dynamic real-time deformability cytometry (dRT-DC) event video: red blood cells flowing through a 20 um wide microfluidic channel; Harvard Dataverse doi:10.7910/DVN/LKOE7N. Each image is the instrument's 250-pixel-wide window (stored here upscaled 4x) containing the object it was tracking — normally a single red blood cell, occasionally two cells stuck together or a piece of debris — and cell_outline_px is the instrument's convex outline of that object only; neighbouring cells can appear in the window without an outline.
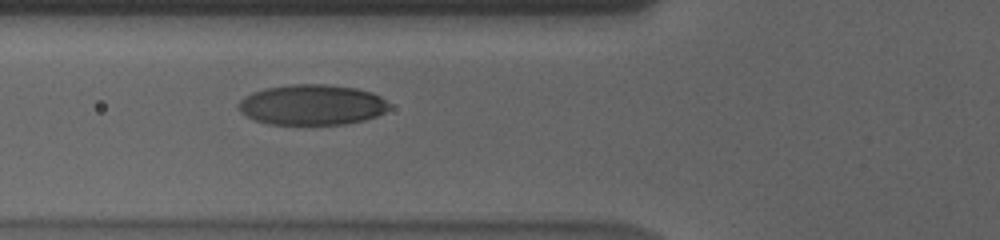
{"species": "human", "species_latin": "Homo sapiens", "temperature_condition": "cold", "stored_images_in_passage": 40, "camera_frame_rate_fps": 3000, "um_per_image_px": 0.085, "donor": {"sex": "male"}, "frame": {"image": 1, "passage_image": 4, "time_ms": 1.0, "image_size_px": [1000, 240], "cell_outline_px": [[388, 108], [384, 112], [376, 116], [364, 120], [348, 124], [268, 124], [256, 120], [240, 112], [236, 108], [236, 104], [244, 96], [252, 92], [264, 88], [292, 84], [324, 84], [356, 88], [372, 92], [380, 96], [388, 104]], "centroid_in_image_um": [26.47, 8.9], "position_along_channel_um": 99.3, "area_um2": 35.6}}
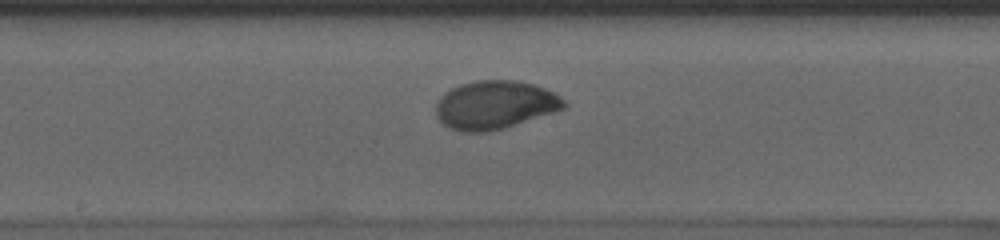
{"frame": {"image": 2, "passage_image": 13, "time_ms": 4.0, "image_size_px": [1000, 240], "cell_outline_px": [[568, 108], [504, 128], [488, 132], [460, 132], [448, 128], [436, 116], [436, 104], [440, 96], [444, 92], [460, 84], [476, 80], [520, 80], [544, 88], [560, 96], [568, 104]], "centroid_in_image_um": [42.07, 8.92], "position_along_channel_um": 206.1, "area_um2": 36.47}}
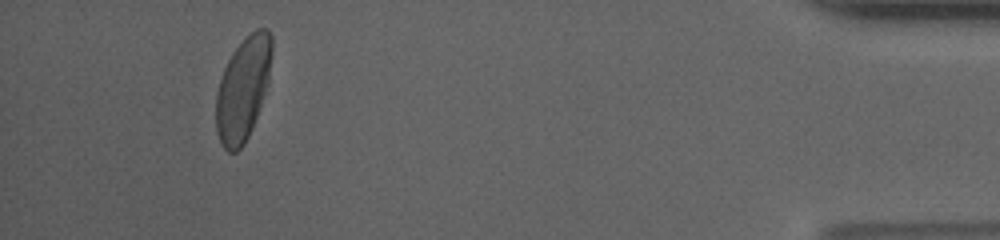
{"frame": {"image": 3, "passage_image": 36, "time_ms": 11.667, "image_size_px": [1000, 240], "cell_outline_px": [[272, 52], [268, 84], [252, 128], [244, 144], [236, 152], [228, 152], [220, 144], [216, 132], [216, 92], [224, 68], [232, 52], [256, 28], [268, 28], [272, 36]], "centroid_in_image_um": [20.65, 7.56], "position_along_channel_um": 414.5, "area_um2": 33.58}, "authors_computed_cell_mechanics": {"area_um2": 35.4892, "velocity_mm_per_s": 3.5484, "shape_relaxation_time_tau1_ms": 3.224, "shape_relaxation_time_tau2_ms": null, "deformation_change_tau1": 0.1669, "deformation_change_tau2": null}}